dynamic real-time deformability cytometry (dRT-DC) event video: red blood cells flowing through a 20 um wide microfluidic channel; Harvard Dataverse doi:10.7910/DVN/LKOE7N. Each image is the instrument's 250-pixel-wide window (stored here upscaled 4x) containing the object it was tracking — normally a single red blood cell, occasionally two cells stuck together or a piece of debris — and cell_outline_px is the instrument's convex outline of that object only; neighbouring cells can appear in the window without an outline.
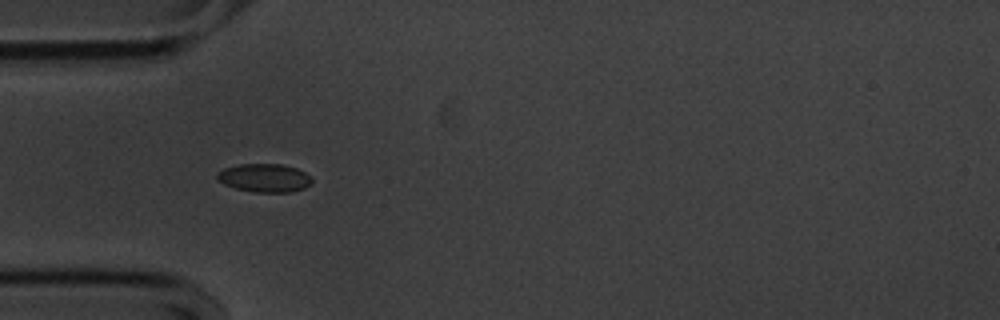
{"species": "common noctule bat (a hibernating species)", "species_latin": "Nyctalus noctula", "temperature_condition": "cold", "stored_images_in_passage": 17, "camera_frame_rate_fps": 3000, "um_per_image_px": 0.085, "animal": {"sex": "male", "body_mass_g": 20.1, "forearm_length_mm": 53.5}, "frame": {"image": 1, "passage_image": 6, "time_ms": 1.667, "image_size_px": [1000, 320], "cell_outline_px": [[312, 184], [304, 188], [292, 192], [256, 192], [236, 188], [224, 184], [216, 180], [216, 172], [224, 168], [240, 164], [284, 164], [296, 168], [312, 176]], "centroid_in_image_um": [22.49, 15.12], "position_along_channel_um": 62.5, "area_um2": 15.84}}